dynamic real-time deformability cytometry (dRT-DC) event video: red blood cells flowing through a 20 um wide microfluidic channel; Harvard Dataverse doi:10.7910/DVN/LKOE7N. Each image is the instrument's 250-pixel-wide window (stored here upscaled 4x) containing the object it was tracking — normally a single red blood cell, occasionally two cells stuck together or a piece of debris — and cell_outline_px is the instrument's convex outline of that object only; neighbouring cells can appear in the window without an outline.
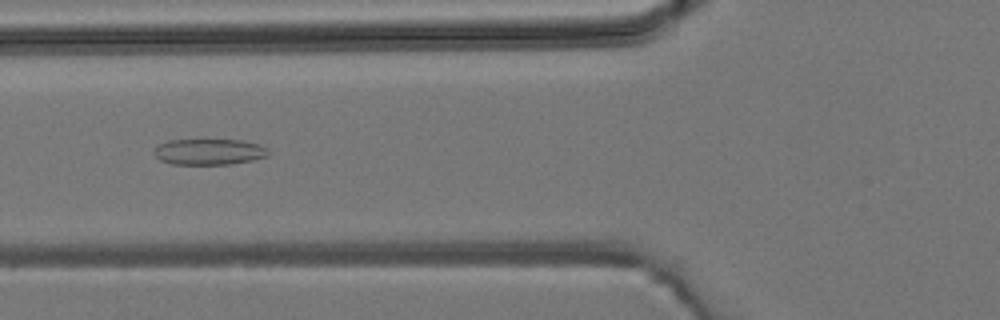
{"species": "common noctule bat (a hibernating species)", "species_latin": "Nyctalus noctula", "temperature_condition": "room temperature", "stored_images_in_passage": 5, "camera_frame_rate_fps": 3000, "um_per_image_px": 0.085, "animal": {"sex": "male", "body_mass_g": 19.2, "forearm_length_mm": 51.8}, "frame": {"image": 1, "passage_image": 5, "time_ms": 4.333, "image_size_px": [1000, 320], "cell_outline_px": [[268, 156], [252, 160], [232, 164], [172, 164], [160, 160], [152, 152], [160, 144], [168, 140], [240, 140], [260, 144], [268, 148]], "centroid_in_image_um": [17.79, 12.9], "position_along_channel_um": 108.0, "area_um2": 17.28}}